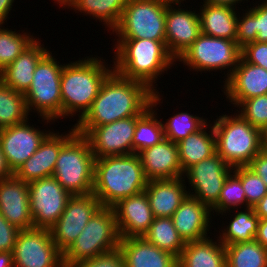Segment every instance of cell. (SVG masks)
Masks as SVG:
<instances>
[{
  "label": "cell",
  "instance_id": "cell-1",
  "mask_svg": "<svg viewBox=\"0 0 267 267\" xmlns=\"http://www.w3.org/2000/svg\"><path fill=\"white\" fill-rule=\"evenodd\" d=\"M153 93L145 83L113 71L101 85L90 110L74 125L76 132L85 136L96 126L141 116L151 106Z\"/></svg>",
  "mask_w": 267,
  "mask_h": 267
},
{
  "label": "cell",
  "instance_id": "cell-2",
  "mask_svg": "<svg viewBox=\"0 0 267 267\" xmlns=\"http://www.w3.org/2000/svg\"><path fill=\"white\" fill-rule=\"evenodd\" d=\"M147 182L138 154L95 159L92 193L102 207H113L121 199L141 193Z\"/></svg>",
  "mask_w": 267,
  "mask_h": 267
},
{
  "label": "cell",
  "instance_id": "cell-3",
  "mask_svg": "<svg viewBox=\"0 0 267 267\" xmlns=\"http://www.w3.org/2000/svg\"><path fill=\"white\" fill-rule=\"evenodd\" d=\"M114 53L112 66L115 73L143 82L154 92L157 90L154 84L158 76L176 62L166 48V41L117 39Z\"/></svg>",
  "mask_w": 267,
  "mask_h": 267
},
{
  "label": "cell",
  "instance_id": "cell-4",
  "mask_svg": "<svg viewBox=\"0 0 267 267\" xmlns=\"http://www.w3.org/2000/svg\"><path fill=\"white\" fill-rule=\"evenodd\" d=\"M101 59L92 56L64 64L60 82L62 118H73L79 112L78 122L90 110L101 85L114 71Z\"/></svg>",
  "mask_w": 267,
  "mask_h": 267
},
{
  "label": "cell",
  "instance_id": "cell-5",
  "mask_svg": "<svg viewBox=\"0 0 267 267\" xmlns=\"http://www.w3.org/2000/svg\"><path fill=\"white\" fill-rule=\"evenodd\" d=\"M216 153L232 168L248 166L261 151L260 129L240 114L220 115L213 124Z\"/></svg>",
  "mask_w": 267,
  "mask_h": 267
},
{
  "label": "cell",
  "instance_id": "cell-6",
  "mask_svg": "<svg viewBox=\"0 0 267 267\" xmlns=\"http://www.w3.org/2000/svg\"><path fill=\"white\" fill-rule=\"evenodd\" d=\"M95 159L88 139L76 132L60 149L53 177L72 196L91 194Z\"/></svg>",
  "mask_w": 267,
  "mask_h": 267
},
{
  "label": "cell",
  "instance_id": "cell-7",
  "mask_svg": "<svg viewBox=\"0 0 267 267\" xmlns=\"http://www.w3.org/2000/svg\"><path fill=\"white\" fill-rule=\"evenodd\" d=\"M120 240L113 207H101L63 253V265L73 267L80 261L114 250L119 247Z\"/></svg>",
  "mask_w": 267,
  "mask_h": 267
},
{
  "label": "cell",
  "instance_id": "cell-8",
  "mask_svg": "<svg viewBox=\"0 0 267 267\" xmlns=\"http://www.w3.org/2000/svg\"><path fill=\"white\" fill-rule=\"evenodd\" d=\"M54 57L48 51L39 60L31 86L24 94L28 113L33 109L47 124L62 117L60 82L64 64L59 65Z\"/></svg>",
  "mask_w": 267,
  "mask_h": 267
},
{
  "label": "cell",
  "instance_id": "cell-9",
  "mask_svg": "<svg viewBox=\"0 0 267 267\" xmlns=\"http://www.w3.org/2000/svg\"><path fill=\"white\" fill-rule=\"evenodd\" d=\"M167 5L156 0H128L113 34L118 39L165 41Z\"/></svg>",
  "mask_w": 267,
  "mask_h": 267
},
{
  "label": "cell",
  "instance_id": "cell-10",
  "mask_svg": "<svg viewBox=\"0 0 267 267\" xmlns=\"http://www.w3.org/2000/svg\"><path fill=\"white\" fill-rule=\"evenodd\" d=\"M240 58L241 48L236 40L215 38L201 33L176 61L201 73L230 68L226 74V81L237 68Z\"/></svg>",
  "mask_w": 267,
  "mask_h": 267
},
{
  "label": "cell",
  "instance_id": "cell-11",
  "mask_svg": "<svg viewBox=\"0 0 267 267\" xmlns=\"http://www.w3.org/2000/svg\"><path fill=\"white\" fill-rule=\"evenodd\" d=\"M13 262L14 267H64L63 253L46 228L19 230L13 249Z\"/></svg>",
  "mask_w": 267,
  "mask_h": 267
},
{
  "label": "cell",
  "instance_id": "cell-12",
  "mask_svg": "<svg viewBox=\"0 0 267 267\" xmlns=\"http://www.w3.org/2000/svg\"><path fill=\"white\" fill-rule=\"evenodd\" d=\"M28 190L34 228H51L72 197L53 176L28 183Z\"/></svg>",
  "mask_w": 267,
  "mask_h": 267
},
{
  "label": "cell",
  "instance_id": "cell-13",
  "mask_svg": "<svg viewBox=\"0 0 267 267\" xmlns=\"http://www.w3.org/2000/svg\"><path fill=\"white\" fill-rule=\"evenodd\" d=\"M232 172L233 168L217 153L192 165L184 172L191 191L194 190L191 192L188 189V195L212 209L218 203L224 183Z\"/></svg>",
  "mask_w": 267,
  "mask_h": 267
},
{
  "label": "cell",
  "instance_id": "cell-14",
  "mask_svg": "<svg viewBox=\"0 0 267 267\" xmlns=\"http://www.w3.org/2000/svg\"><path fill=\"white\" fill-rule=\"evenodd\" d=\"M102 207L93 194L74 195L57 222L49 228L57 248L64 253L83 231L88 221Z\"/></svg>",
  "mask_w": 267,
  "mask_h": 267
},
{
  "label": "cell",
  "instance_id": "cell-15",
  "mask_svg": "<svg viewBox=\"0 0 267 267\" xmlns=\"http://www.w3.org/2000/svg\"><path fill=\"white\" fill-rule=\"evenodd\" d=\"M139 117L132 116L92 128L85 137L95 158L133 154L132 140Z\"/></svg>",
  "mask_w": 267,
  "mask_h": 267
},
{
  "label": "cell",
  "instance_id": "cell-16",
  "mask_svg": "<svg viewBox=\"0 0 267 267\" xmlns=\"http://www.w3.org/2000/svg\"><path fill=\"white\" fill-rule=\"evenodd\" d=\"M28 121L0 129V147L13 174L52 132L34 128Z\"/></svg>",
  "mask_w": 267,
  "mask_h": 267
},
{
  "label": "cell",
  "instance_id": "cell-17",
  "mask_svg": "<svg viewBox=\"0 0 267 267\" xmlns=\"http://www.w3.org/2000/svg\"><path fill=\"white\" fill-rule=\"evenodd\" d=\"M175 6L167 5L165 41L168 52L177 60L201 34V26L199 12Z\"/></svg>",
  "mask_w": 267,
  "mask_h": 267
},
{
  "label": "cell",
  "instance_id": "cell-18",
  "mask_svg": "<svg viewBox=\"0 0 267 267\" xmlns=\"http://www.w3.org/2000/svg\"><path fill=\"white\" fill-rule=\"evenodd\" d=\"M68 132L64 135H60L59 132H51L36 152L16 170L14 175L26 183L53 176L60 149L76 133L74 125Z\"/></svg>",
  "mask_w": 267,
  "mask_h": 267
},
{
  "label": "cell",
  "instance_id": "cell-19",
  "mask_svg": "<svg viewBox=\"0 0 267 267\" xmlns=\"http://www.w3.org/2000/svg\"><path fill=\"white\" fill-rule=\"evenodd\" d=\"M223 82V92L234 107L243 100L267 94V70L242 58L230 77Z\"/></svg>",
  "mask_w": 267,
  "mask_h": 267
},
{
  "label": "cell",
  "instance_id": "cell-20",
  "mask_svg": "<svg viewBox=\"0 0 267 267\" xmlns=\"http://www.w3.org/2000/svg\"><path fill=\"white\" fill-rule=\"evenodd\" d=\"M0 213L20 230L34 228L28 183L14 174L0 180Z\"/></svg>",
  "mask_w": 267,
  "mask_h": 267
},
{
  "label": "cell",
  "instance_id": "cell-21",
  "mask_svg": "<svg viewBox=\"0 0 267 267\" xmlns=\"http://www.w3.org/2000/svg\"><path fill=\"white\" fill-rule=\"evenodd\" d=\"M113 209L121 238L143 237L154 219L145 191L121 199Z\"/></svg>",
  "mask_w": 267,
  "mask_h": 267
},
{
  "label": "cell",
  "instance_id": "cell-22",
  "mask_svg": "<svg viewBox=\"0 0 267 267\" xmlns=\"http://www.w3.org/2000/svg\"><path fill=\"white\" fill-rule=\"evenodd\" d=\"M138 156L148 181L184 176L179 162L178 145L169 139L165 138L160 143L142 150Z\"/></svg>",
  "mask_w": 267,
  "mask_h": 267
},
{
  "label": "cell",
  "instance_id": "cell-23",
  "mask_svg": "<svg viewBox=\"0 0 267 267\" xmlns=\"http://www.w3.org/2000/svg\"><path fill=\"white\" fill-rule=\"evenodd\" d=\"M211 215V209L207 205L201 203L197 198L187 195L171 218L182 239L190 242L208 237Z\"/></svg>",
  "mask_w": 267,
  "mask_h": 267
},
{
  "label": "cell",
  "instance_id": "cell-24",
  "mask_svg": "<svg viewBox=\"0 0 267 267\" xmlns=\"http://www.w3.org/2000/svg\"><path fill=\"white\" fill-rule=\"evenodd\" d=\"M184 177L175 179L149 180L145 193L154 217H172L187 197Z\"/></svg>",
  "mask_w": 267,
  "mask_h": 267
},
{
  "label": "cell",
  "instance_id": "cell-25",
  "mask_svg": "<svg viewBox=\"0 0 267 267\" xmlns=\"http://www.w3.org/2000/svg\"><path fill=\"white\" fill-rule=\"evenodd\" d=\"M119 248L126 267H178V258L144 237L121 238Z\"/></svg>",
  "mask_w": 267,
  "mask_h": 267
},
{
  "label": "cell",
  "instance_id": "cell-26",
  "mask_svg": "<svg viewBox=\"0 0 267 267\" xmlns=\"http://www.w3.org/2000/svg\"><path fill=\"white\" fill-rule=\"evenodd\" d=\"M39 38L28 46L9 66L0 72V81L5 85L25 94L31 86L35 67L48 52Z\"/></svg>",
  "mask_w": 267,
  "mask_h": 267
},
{
  "label": "cell",
  "instance_id": "cell-27",
  "mask_svg": "<svg viewBox=\"0 0 267 267\" xmlns=\"http://www.w3.org/2000/svg\"><path fill=\"white\" fill-rule=\"evenodd\" d=\"M178 267H227L225 246L210 237L186 242L178 258Z\"/></svg>",
  "mask_w": 267,
  "mask_h": 267
},
{
  "label": "cell",
  "instance_id": "cell-28",
  "mask_svg": "<svg viewBox=\"0 0 267 267\" xmlns=\"http://www.w3.org/2000/svg\"><path fill=\"white\" fill-rule=\"evenodd\" d=\"M202 6L199 10L201 33L215 38L236 40V8L209 3H203Z\"/></svg>",
  "mask_w": 267,
  "mask_h": 267
},
{
  "label": "cell",
  "instance_id": "cell-29",
  "mask_svg": "<svg viewBox=\"0 0 267 267\" xmlns=\"http://www.w3.org/2000/svg\"><path fill=\"white\" fill-rule=\"evenodd\" d=\"M206 122L198 131L180 140L178 145L179 162L185 172L192 165L216 153V136L213 125ZM207 126L210 128L207 133Z\"/></svg>",
  "mask_w": 267,
  "mask_h": 267
},
{
  "label": "cell",
  "instance_id": "cell-30",
  "mask_svg": "<svg viewBox=\"0 0 267 267\" xmlns=\"http://www.w3.org/2000/svg\"><path fill=\"white\" fill-rule=\"evenodd\" d=\"M161 96L155 91L151 98V106L136 120V129L133 136V153L138 154L165 139L163 123L157 118L155 108L163 103Z\"/></svg>",
  "mask_w": 267,
  "mask_h": 267
},
{
  "label": "cell",
  "instance_id": "cell-31",
  "mask_svg": "<svg viewBox=\"0 0 267 267\" xmlns=\"http://www.w3.org/2000/svg\"><path fill=\"white\" fill-rule=\"evenodd\" d=\"M128 0H72L68 8L89 15L103 22L108 30H113L119 23ZM95 17V18H94Z\"/></svg>",
  "mask_w": 267,
  "mask_h": 267
},
{
  "label": "cell",
  "instance_id": "cell-32",
  "mask_svg": "<svg viewBox=\"0 0 267 267\" xmlns=\"http://www.w3.org/2000/svg\"><path fill=\"white\" fill-rule=\"evenodd\" d=\"M259 217L255 214L253 207L244 208L243 211H236L232 221H229V225L221 229L219 240L224 246L251 242L255 240L257 235ZM222 234V235H221Z\"/></svg>",
  "mask_w": 267,
  "mask_h": 267
},
{
  "label": "cell",
  "instance_id": "cell-33",
  "mask_svg": "<svg viewBox=\"0 0 267 267\" xmlns=\"http://www.w3.org/2000/svg\"><path fill=\"white\" fill-rule=\"evenodd\" d=\"M149 243L179 258L186 242L174 227L171 217H154L148 232L143 236Z\"/></svg>",
  "mask_w": 267,
  "mask_h": 267
},
{
  "label": "cell",
  "instance_id": "cell-34",
  "mask_svg": "<svg viewBox=\"0 0 267 267\" xmlns=\"http://www.w3.org/2000/svg\"><path fill=\"white\" fill-rule=\"evenodd\" d=\"M227 267H267V249L256 240L225 246Z\"/></svg>",
  "mask_w": 267,
  "mask_h": 267
},
{
  "label": "cell",
  "instance_id": "cell-35",
  "mask_svg": "<svg viewBox=\"0 0 267 267\" xmlns=\"http://www.w3.org/2000/svg\"><path fill=\"white\" fill-rule=\"evenodd\" d=\"M29 115L24 94L0 81V129L23 123Z\"/></svg>",
  "mask_w": 267,
  "mask_h": 267
},
{
  "label": "cell",
  "instance_id": "cell-36",
  "mask_svg": "<svg viewBox=\"0 0 267 267\" xmlns=\"http://www.w3.org/2000/svg\"><path fill=\"white\" fill-rule=\"evenodd\" d=\"M37 37L30 33H18L0 24V72L9 66Z\"/></svg>",
  "mask_w": 267,
  "mask_h": 267
},
{
  "label": "cell",
  "instance_id": "cell-37",
  "mask_svg": "<svg viewBox=\"0 0 267 267\" xmlns=\"http://www.w3.org/2000/svg\"><path fill=\"white\" fill-rule=\"evenodd\" d=\"M167 120L166 122L162 121L164 135L166 139L174 143H178L191 133L198 131L207 122V119L189 114L187 111L178 112Z\"/></svg>",
  "mask_w": 267,
  "mask_h": 267
},
{
  "label": "cell",
  "instance_id": "cell-38",
  "mask_svg": "<svg viewBox=\"0 0 267 267\" xmlns=\"http://www.w3.org/2000/svg\"><path fill=\"white\" fill-rule=\"evenodd\" d=\"M246 208L245 191L242 188L241 180L232 172L230 174L221 190L218 203L211 209L216 215L218 213L225 216V213L232 209L238 210L239 207ZM231 208V209H230ZM224 213V214H223Z\"/></svg>",
  "mask_w": 267,
  "mask_h": 267
},
{
  "label": "cell",
  "instance_id": "cell-39",
  "mask_svg": "<svg viewBox=\"0 0 267 267\" xmlns=\"http://www.w3.org/2000/svg\"><path fill=\"white\" fill-rule=\"evenodd\" d=\"M233 173L241 180L246 196V208L254 207L267 194V186L248 166L235 167Z\"/></svg>",
  "mask_w": 267,
  "mask_h": 267
},
{
  "label": "cell",
  "instance_id": "cell-40",
  "mask_svg": "<svg viewBox=\"0 0 267 267\" xmlns=\"http://www.w3.org/2000/svg\"><path fill=\"white\" fill-rule=\"evenodd\" d=\"M237 107V113L252 126L261 129L267 123V94L243 100Z\"/></svg>",
  "mask_w": 267,
  "mask_h": 267
},
{
  "label": "cell",
  "instance_id": "cell-41",
  "mask_svg": "<svg viewBox=\"0 0 267 267\" xmlns=\"http://www.w3.org/2000/svg\"><path fill=\"white\" fill-rule=\"evenodd\" d=\"M246 13L238 15L236 27V43L240 48H243L249 43H253L257 38V31L254 30V6L251 7Z\"/></svg>",
  "mask_w": 267,
  "mask_h": 267
},
{
  "label": "cell",
  "instance_id": "cell-42",
  "mask_svg": "<svg viewBox=\"0 0 267 267\" xmlns=\"http://www.w3.org/2000/svg\"><path fill=\"white\" fill-rule=\"evenodd\" d=\"M73 267H126L120 248L80 261Z\"/></svg>",
  "mask_w": 267,
  "mask_h": 267
},
{
  "label": "cell",
  "instance_id": "cell-43",
  "mask_svg": "<svg viewBox=\"0 0 267 267\" xmlns=\"http://www.w3.org/2000/svg\"><path fill=\"white\" fill-rule=\"evenodd\" d=\"M241 58L267 70V42L249 43L241 48Z\"/></svg>",
  "mask_w": 267,
  "mask_h": 267
},
{
  "label": "cell",
  "instance_id": "cell-44",
  "mask_svg": "<svg viewBox=\"0 0 267 267\" xmlns=\"http://www.w3.org/2000/svg\"><path fill=\"white\" fill-rule=\"evenodd\" d=\"M19 230L0 213V252H13Z\"/></svg>",
  "mask_w": 267,
  "mask_h": 267
},
{
  "label": "cell",
  "instance_id": "cell-45",
  "mask_svg": "<svg viewBox=\"0 0 267 267\" xmlns=\"http://www.w3.org/2000/svg\"><path fill=\"white\" fill-rule=\"evenodd\" d=\"M254 30L257 31V42H267V2L255 4Z\"/></svg>",
  "mask_w": 267,
  "mask_h": 267
},
{
  "label": "cell",
  "instance_id": "cell-46",
  "mask_svg": "<svg viewBox=\"0 0 267 267\" xmlns=\"http://www.w3.org/2000/svg\"><path fill=\"white\" fill-rule=\"evenodd\" d=\"M248 167L253 170L267 186V152L261 150L251 160Z\"/></svg>",
  "mask_w": 267,
  "mask_h": 267
},
{
  "label": "cell",
  "instance_id": "cell-47",
  "mask_svg": "<svg viewBox=\"0 0 267 267\" xmlns=\"http://www.w3.org/2000/svg\"><path fill=\"white\" fill-rule=\"evenodd\" d=\"M255 240L267 249V219H259Z\"/></svg>",
  "mask_w": 267,
  "mask_h": 267
},
{
  "label": "cell",
  "instance_id": "cell-48",
  "mask_svg": "<svg viewBox=\"0 0 267 267\" xmlns=\"http://www.w3.org/2000/svg\"><path fill=\"white\" fill-rule=\"evenodd\" d=\"M13 2L14 0H0V24L3 25L5 23L4 21L9 18L8 14L12 10Z\"/></svg>",
  "mask_w": 267,
  "mask_h": 267
},
{
  "label": "cell",
  "instance_id": "cell-49",
  "mask_svg": "<svg viewBox=\"0 0 267 267\" xmlns=\"http://www.w3.org/2000/svg\"><path fill=\"white\" fill-rule=\"evenodd\" d=\"M253 208L259 219H267V194Z\"/></svg>",
  "mask_w": 267,
  "mask_h": 267
},
{
  "label": "cell",
  "instance_id": "cell-50",
  "mask_svg": "<svg viewBox=\"0 0 267 267\" xmlns=\"http://www.w3.org/2000/svg\"><path fill=\"white\" fill-rule=\"evenodd\" d=\"M12 175H13V173L9 169V167L6 163V160H5L4 153L0 147V180L8 178Z\"/></svg>",
  "mask_w": 267,
  "mask_h": 267
},
{
  "label": "cell",
  "instance_id": "cell-51",
  "mask_svg": "<svg viewBox=\"0 0 267 267\" xmlns=\"http://www.w3.org/2000/svg\"><path fill=\"white\" fill-rule=\"evenodd\" d=\"M0 267H14L13 252H0Z\"/></svg>",
  "mask_w": 267,
  "mask_h": 267
},
{
  "label": "cell",
  "instance_id": "cell-52",
  "mask_svg": "<svg viewBox=\"0 0 267 267\" xmlns=\"http://www.w3.org/2000/svg\"><path fill=\"white\" fill-rule=\"evenodd\" d=\"M204 3H209L212 5H222V6H229L232 8H236V3H241L244 0H203Z\"/></svg>",
  "mask_w": 267,
  "mask_h": 267
},
{
  "label": "cell",
  "instance_id": "cell-53",
  "mask_svg": "<svg viewBox=\"0 0 267 267\" xmlns=\"http://www.w3.org/2000/svg\"><path fill=\"white\" fill-rule=\"evenodd\" d=\"M261 150L267 152V123L260 129Z\"/></svg>",
  "mask_w": 267,
  "mask_h": 267
},
{
  "label": "cell",
  "instance_id": "cell-54",
  "mask_svg": "<svg viewBox=\"0 0 267 267\" xmlns=\"http://www.w3.org/2000/svg\"><path fill=\"white\" fill-rule=\"evenodd\" d=\"M156 1H161V2H164L168 5H172V4L178 5V4H181V1L183 3V1H186V0H156Z\"/></svg>",
  "mask_w": 267,
  "mask_h": 267
},
{
  "label": "cell",
  "instance_id": "cell-55",
  "mask_svg": "<svg viewBox=\"0 0 267 267\" xmlns=\"http://www.w3.org/2000/svg\"><path fill=\"white\" fill-rule=\"evenodd\" d=\"M56 1L57 4H59V7H64L66 8L68 6V4L72 1V0H54ZM66 6V7H65Z\"/></svg>",
  "mask_w": 267,
  "mask_h": 267
}]
</instances>
